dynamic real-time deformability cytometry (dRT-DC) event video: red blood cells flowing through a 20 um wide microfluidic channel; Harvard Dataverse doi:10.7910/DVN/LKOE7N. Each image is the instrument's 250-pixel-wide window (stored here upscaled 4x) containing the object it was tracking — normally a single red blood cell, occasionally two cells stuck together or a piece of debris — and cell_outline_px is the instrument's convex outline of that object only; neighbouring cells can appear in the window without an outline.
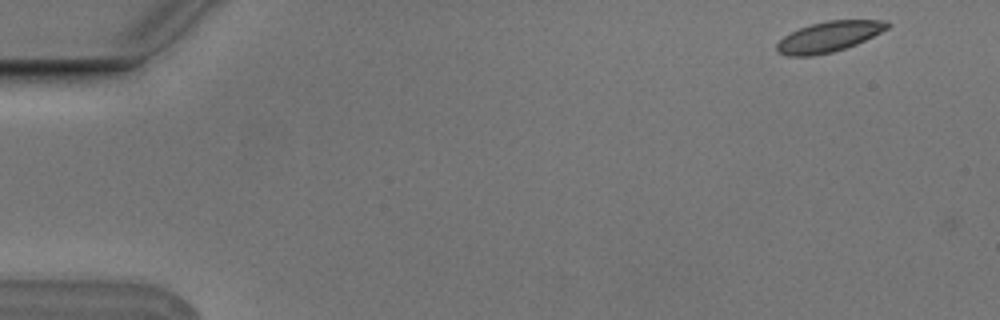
{"species": "Egyptian fruit bat (a non-hibernating species)", "species_latin": "Rousettus aegyptiacus", "temperature_condition": "cold", "stored_images_in_passage": 4, "camera_frame_rate_fps": 3000, "um_per_image_px": 0.085, "animal": {"sex": "male"}, "frame": {"image": 1, "passage_image": 1, "time_ms": 0.0, "image_size_px": [1000, 320], "cell_outline_px": [[892, 24], [888, 28], [856, 44], [832, 52], [812, 56], [788, 56], [776, 52], [776, 44], [784, 36], [800, 28], [812, 24], [828, 20], [888, 20]], "centroid_in_image_um": [70.45, 3.12], "position_along_channel_um": 14.6, "area_um2": 19.48}}
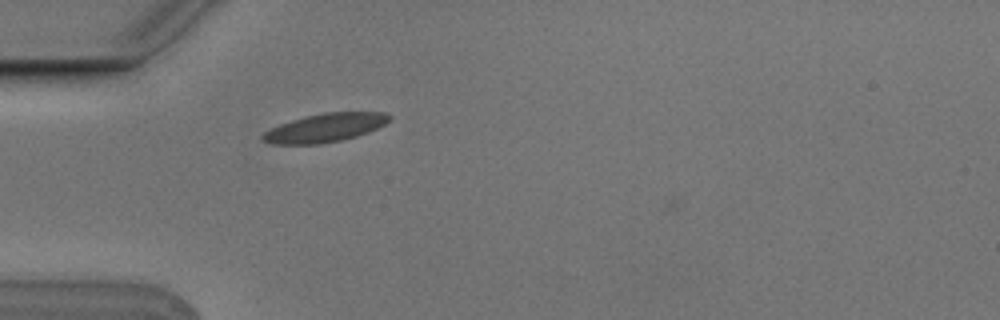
{"frame": {"image": 2, "passage_image": 4, "time_ms": 1.0, "image_size_px": [1000, 320], "cell_outline_px": [[392, 116], [384, 124], [368, 132], [356, 136], [340, 140], [320, 144], [272, 144], [260, 140], [260, 136], [264, 132], [280, 124], [304, 116], [324, 112], [384, 112]], "centroid_in_image_um": [27.59, 10.86], "position_along_channel_um": 57.4, "area_um2": 20.98}}